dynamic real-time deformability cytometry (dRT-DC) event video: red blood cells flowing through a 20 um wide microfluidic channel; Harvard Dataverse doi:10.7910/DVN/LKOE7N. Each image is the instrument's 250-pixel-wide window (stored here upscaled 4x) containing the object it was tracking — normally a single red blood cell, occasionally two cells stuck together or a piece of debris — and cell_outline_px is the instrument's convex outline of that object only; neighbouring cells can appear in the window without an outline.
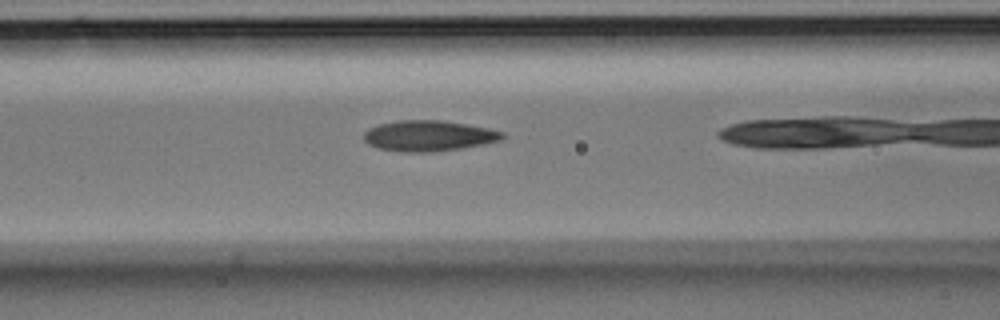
{"species": "Egyptian fruit bat (a non-hibernating species)", "species_latin": "Rousettus aegyptiacus", "temperature_condition": "room temperature", "stored_images_in_passage": 29, "camera_frame_rate_fps": 3000, "um_per_image_px": 0.085, "animal": {"sex": "male"}, "frame": {"image": 1, "passage_image": 12, "time_ms": 3.667, "image_size_px": [1000, 320], "cell_outline_px": [[504, 136], [500, 140], [484, 144], [460, 148], [432, 152], [400, 152], [380, 148], [368, 144], [364, 140], [364, 132], [368, 128], [380, 124], [396, 120], [440, 120], [488, 128], [504, 132]], "centroid_in_image_um": [36.41, 11.54], "position_along_channel_um": 130.2, "area_um2": 24.68}}
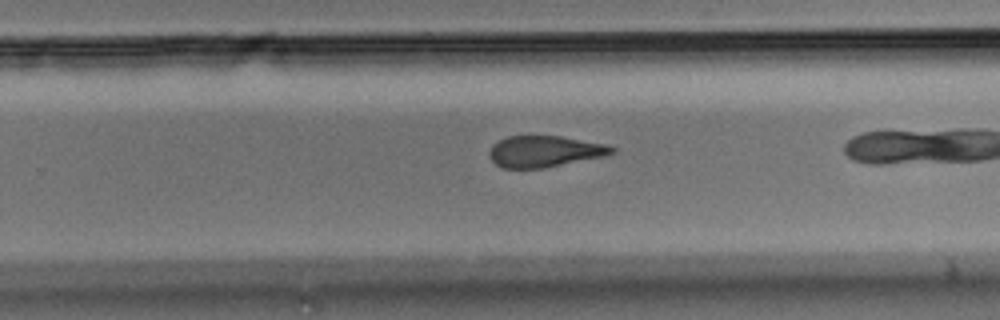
{"frame": {"image": 2, "passage_image": 22, "time_ms": 7.0, "image_size_px": [1000, 320], "cell_outline_px": [[616, 152], [604, 156], [544, 168], [504, 168], [496, 164], [488, 156], [488, 152], [492, 144], [508, 136], [560, 136], [604, 144], [616, 148]], "centroid_in_image_um": [46.27, 12.87], "position_along_channel_um": 283.5, "area_um2": 22.25}}
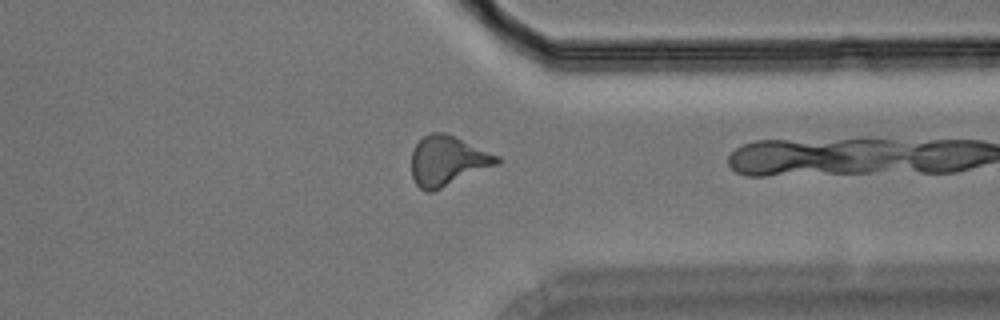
{"frame": {"image": 3, "passage_image": 28, "time_ms": 9.0, "image_size_px": [1000, 320], "cell_outline_px": [[504, 160], [500, 164], [432, 192], [424, 192], [416, 184], [412, 176], [412, 152], [416, 144], [428, 132], [444, 132], [500, 156]], "centroid_in_image_um": [38.07, 13.68], "position_along_channel_um": 373.3, "area_um2": 24.97}}